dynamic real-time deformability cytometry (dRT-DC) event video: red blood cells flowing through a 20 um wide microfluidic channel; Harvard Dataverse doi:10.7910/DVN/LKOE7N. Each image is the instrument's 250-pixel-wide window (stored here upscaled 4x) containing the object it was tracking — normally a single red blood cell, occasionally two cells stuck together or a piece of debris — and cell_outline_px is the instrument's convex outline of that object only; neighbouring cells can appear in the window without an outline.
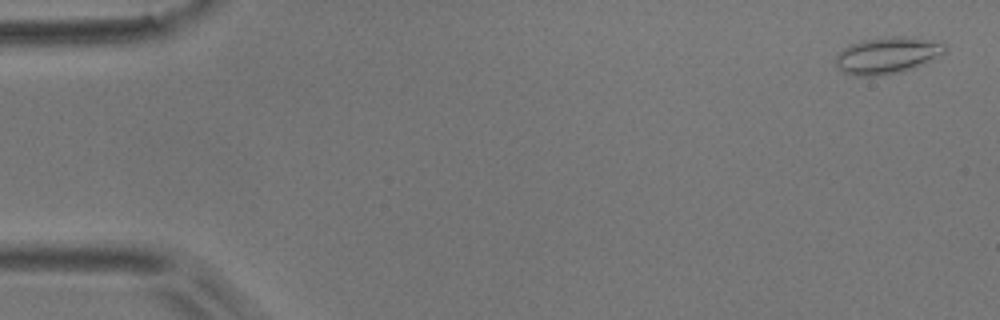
{"species": "common noctule bat (a hibernating species)", "species_latin": "Nyctalus noctula", "temperature_condition": "room temperature", "stored_images_in_passage": 5, "camera_frame_rate_fps": 3000, "um_per_image_px": 0.085, "animal": {"sex": "male", "body_mass_g": 17.9}, "frame": {"image": 1, "passage_image": 1, "time_ms": 0.0, "image_size_px": [1000, 320], "cell_outline_px": [[948, 48], [944, 52], [932, 60], [924, 64], [900, 72], [876, 76], [856, 76], [844, 72], [836, 64], [836, 56], [844, 48], [860, 40], [896, 36], [908, 36], [944, 44]], "centroid_in_image_um": [75.42, 4.71], "position_along_channel_um": 9.6, "area_um2": 23.0}}